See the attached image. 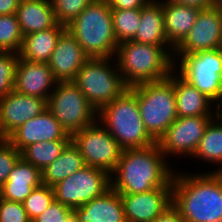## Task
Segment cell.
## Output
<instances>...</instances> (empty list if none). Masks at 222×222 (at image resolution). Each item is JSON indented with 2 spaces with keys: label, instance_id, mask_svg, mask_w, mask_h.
<instances>
[{
  "label": "cell",
  "instance_id": "cell-32",
  "mask_svg": "<svg viewBox=\"0 0 222 222\" xmlns=\"http://www.w3.org/2000/svg\"><path fill=\"white\" fill-rule=\"evenodd\" d=\"M94 0H50L58 24L69 25Z\"/></svg>",
  "mask_w": 222,
  "mask_h": 222
},
{
  "label": "cell",
  "instance_id": "cell-35",
  "mask_svg": "<svg viewBox=\"0 0 222 222\" xmlns=\"http://www.w3.org/2000/svg\"><path fill=\"white\" fill-rule=\"evenodd\" d=\"M20 158L21 152L15 146L7 139H0V187Z\"/></svg>",
  "mask_w": 222,
  "mask_h": 222
},
{
  "label": "cell",
  "instance_id": "cell-16",
  "mask_svg": "<svg viewBox=\"0 0 222 222\" xmlns=\"http://www.w3.org/2000/svg\"><path fill=\"white\" fill-rule=\"evenodd\" d=\"M56 84L57 80L48 63L27 61L19 57L15 70V91L48 101Z\"/></svg>",
  "mask_w": 222,
  "mask_h": 222
},
{
  "label": "cell",
  "instance_id": "cell-28",
  "mask_svg": "<svg viewBox=\"0 0 222 222\" xmlns=\"http://www.w3.org/2000/svg\"><path fill=\"white\" fill-rule=\"evenodd\" d=\"M70 141L71 139H57L34 143L21 152V157L42 171L58 158Z\"/></svg>",
  "mask_w": 222,
  "mask_h": 222
},
{
  "label": "cell",
  "instance_id": "cell-4",
  "mask_svg": "<svg viewBox=\"0 0 222 222\" xmlns=\"http://www.w3.org/2000/svg\"><path fill=\"white\" fill-rule=\"evenodd\" d=\"M89 58L115 57L119 45L107 0H94L66 26Z\"/></svg>",
  "mask_w": 222,
  "mask_h": 222
},
{
  "label": "cell",
  "instance_id": "cell-36",
  "mask_svg": "<svg viewBox=\"0 0 222 222\" xmlns=\"http://www.w3.org/2000/svg\"><path fill=\"white\" fill-rule=\"evenodd\" d=\"M0 222H32L23 203L3 199L0 205Z\"/></svg>",
  "mask_w": 222,
  "mask_h": 222
},
{
  "label": "cell",
  "instance_id": "cell-6",
  "mask_svg": "<svg viewBox=\"0 0 222 222\" xmlns=\"http://www.w3.org/2000/svg\"><path fill=\"white\" fill-rule=\"evenodd\" d=\"M73 82L97 112L129 88L114 57L89 58Z\"/></svg>",
  "mask_w": 222,
  "mask_h": 222
},
{
  "label": "cell",
  "instance_id": "cell-42",
  "mask_svg": "<svg viewBox=\"0 0 222 222\" xmlns=\"http://www.w3.org/2000/svg\"><path fill=\"white\" fill-rule=\"evenodd\" d=\"M2 200H3V195H2V190H1V187H0V205H1Z\"/></svg>",
  "mask_w": 222,
  "mask_h": 222
},
{
  "label": "cell",
  "instance_id": "cell-8",
  "mask_svg": "<svg viewBox=\"0 0 222 222\" xmlns=\"http://www.w3.org/2000/svg\"><path fill=\"white\" fill-rule=\"evenodd\" d=\"M47 109L69 135L98 120V112L73 81H57Z\"/></svg>",
  "mask_w": 222,
  "mask_h": 222
},
{
  "label": "cell",
  "instance_id": "cell-14",
  "mask_svg": "<svg viewBox=\"0 0 222 222\" xmlns=\"http://www.w3.org/2000/svg\"><path fill=\"white\" fill-rule=\"evenodd\" d=\"M47 109L43 98L18 93L13 90L0 97V139H7L26 121Z\"/></svg>",
  "mask_w": 222,
  "mask_h": 222
},
{
  "label": "cell",
  "instance_id": "cell-37",
  "mask_svg": "<svg viewBox=\"0 0 222 222\" xmlns=\"http://www.w3.org/2000/svg\"><path fill=\"white\" fill-rule=\"evenodd\" d=\"M152 0H107L111 9H136L143 8Z\"/></svg>",
  "mask_w": 222,
  "mask_h": 222
},
{
  "label": "cell",
  "instance_id": "cell-3",
  "mask_svg": "<svg viewBox=\"0 0 222 222\" xmlns=\"http://www.w3.org/2000/svg\"><path fill=\"white\" fill-rule=\"evenodd\" d=\"M173 47L141 44L132 40L119 43L115 60L128 87L168 78L175 69Z\"/></svg>",
  "mask_w": 222,
  "mask_h": 222
},
{
  "label": "cell",
  "instance_id": "cell-41",
  "mask_svg": "<svg viewBox=\"0 0 222 222\" xmlns=\"http://www.w3.org/2000/svg\"><path fill=\"white\" fill-rule=\"evenodd\" d=\"M214 7L218 10L219 14L222 16V0H215Z\"/></svg>",
  "mask_w": 222,
  "mask_h": 222
},
{
  "label": "cell",
  "instance_id": "cell-7",
  "mask_svg": "<svg viewBox=\"0 0 222 222\" xmlns=\"http://www.w3.org/2000/svg\"><path fill=\"white\" fill-rule=\"evenodd\" d=\"M144 127L157 141L178 117L173 83L168 79L132 86Z\"/></svg>",
  "mask_w": 222,
  "mask_h": 222
},
{
  "label": "cell",
  "instance_id": "cell-13",
  "mask_svg": "<svg viewBox=\"0 0 222 222\" xmlns=\"http://www.w3.org/2000/svg\"><path fill=\"white\" fill-rule=\"evenodd\" d=\"M221 44L222 16L215 7L200 10L193 27L174 49V63L187 54L220 49Z\"/></svg>",
  "mask_w": 222,
  "mask_h": 222
},
{
  "label": "cell",
  "instance_id": "cell-29",
  "mask_svg": "<svg viewBox=\"0 0 222 222\" xmlns=\"http://www.w3.org/2000/svg\"><path fill=\"white\" fill-rule=\"evenodd\" d=\"M141 8L112 9L113 29L119 43L132 40L140 26Z\"/></svg>",
  "mask_w": 222,
  "mask_h": 222
},
{
  "label": "cell",
  "instance_id": "cell-39",
  "mask_svg": "<svg viewBox=\"0 0 222 222\" xmlns=\"http://www.w3.org/2000/svg\"><path fill=\"white\" fill-rule=\"evenodd\" d=\"M176 4L196 7L200 10L214 7L215 0H170Z\"/></svg>",
  "mask_w": 222,
  "mask_h": 222
},
{
  "label": "cell",
  "instance_id": "cell-25",
  "mask_svg": "<svg viewBox=\"0 0 222 222\" xmlns=\"http://www.w3.org/2000/svg\"><path fill=\"white\" fill-rule=\"evenodd\" d=\"M65 30L66 26L57 23L52 28L24 36L19 57L27 61L48 63L57 40Z\"/></svg>",
  "mask_w": 222,
  "mask_h": 222
},
{
  "label": "cell",
  "instance_id": "cell-27",
  "mask_svg": "<svg viewBox=\"0 0 222 222\" xmlns=\"http://www.w3.org/2000/svg\"><path fill=\"white\" fill-rule=\"evenodd\" d=\"M193 158L215 164L211 172H222V110L207 125Z\"/></svg>",
  "mask_w": 222,
  "mask_h": 222
},
{
  "label": "cell",
  "instance_id": "cell-34",
  "mask_svg": "<svg viewBox=\"0 0 222 222\" xmlns=\"http://www.w3.org/2000/svg\"><path fill=\"white\" fill-rule=\"evenodd\" d=\"M32 222H79L76 212L57 201H53L47 209Z\"/></svg>",
  "mask_w": 222,
  "mask_h": 222
},
{
  "label": "cell",
  "instance_id": "cell-38",
  "mask_svg": "<svg viewBox=\"0 0 222 222\" xmlns=\"http://www.w3.org/2000/svg\"><path fill=\"white\" fill-rule=\"evenodd\" d=\"M153 222H185V220L181 217L177 209L171 205Z\"/></svg>",
  "mask_w": 222,
  "mask_h": 222
},
{
  "label": "cell",
  "instance_id": "cell-20",
  "mask_svg": "<svg viewBox=\"0 0 222 222\" xmlns=\"http://www.w3.org/2000/svg\"><path fill=\"white\" fill-rule=\"evenodd\" d=\"M73 210L79 222H127L120 193L112 188Z\"/></svg>",
  "mask_w": 222,
  "mask_h": 222
},
{
  "label": "cell",
  "instance_id": "cell-11",
  "mask_svg": "<svg viewBox=\"0 0 222 222\" xmlns=\"http://www.w3.org/2000/svg\"><path fill=\"white\" fill-rule=\"evenodd\" d=\"M52 188L55 201L73 209L102 196L109 190L110 174L103 169L86 165Z\"/></svg>",
  "mask_w": 222,
  "mask_h": 222
},
{
  "label": "cell",
  "instance_id": "cell-21",
  "mask_svg": "<svg viewBox=\"0 0 222 222\" xmlns=\"http://www.w3.org/2000/svg\"><path fill=\"white\" fill-rule=\"evenodd\" d=\"M41 184V171L21 157L1 186L3 199L23 203L32 190Z\"/></svg>",
  "mask_w": 222,
  "mask_h": 222
},
{
  "label": "cell",
  "instance_id": "cell-9",
  "mask_svg": "<svg viewBox=\"0 0 222 222\" xmlns=\"http://www.w3.org/2000/svg\"><path fill=\"white\" fill-rule=\"evenodd\" d=\"M175 69L222 110V53L220 49L183 56Z\"/></svg>",
  "mask_w": 222,
  "mask_h": 222
},
{
  "label": "cell",
  "instance_id": "cell-33",
  "mask_svg": "<svg viewBox=\"0 0 222 222\" xmlns=\"http://www.w3.org/2000/svg\"><path fill=\"white\" fill-rule=\"evenodd\" d=\"M18 53L0 52V97L14 90Z\"/></svg>",
  "mask_w": 222,
  "mask_h": 222
},
{
  "label": "cell",
  "instance_id": "cell-30",
  "mask_svg": "<svg viewBox=\"0 0 222 222\" xmlns=\"http://www.w3.org/2000/svg\"><path fill=\"white\" fill-rule=\"evenodd\" d=\"M23 37L16 14L0 15V52L19 53Z\"/></svg>",
  "mask_w": 222,
  "mask_h": 222
},
{
  "label": "cell",
  "instance_id": "cell-24",
  "mask_svg": "<svg viewBox=\"0 0 222 222\" xmlns=\"http://www.w3.org/2000/svg\"><path fill=\"white\" fill-rule=\"evenodd\" d=\"M132 41L161 47H172L164 30V15L162 2L152 0L141 8L140 26Z\"/></svg>",
  "mask_w": 222,
  "mask_h": 222
},
{
  "label": "cell",
  "instance_id": "cell-22",
  "mask_svg": "<svg viewBox=\"0 0 222 222\" xmlns=\"http://www.w3.org/2000/svg\"><path fill=\"white\" fill-rule=\"evenodd\" d=\"M164 30L169 44L175 49L193 27L200 9L161 0Z\"/></svg>",
  "mask_w": 222,
  "mask_h": 222
},
{
  "label": "cell",
  "instance_id": "cell-15",
  "mask_svg": "<svg viewBox=\"0 0 222 222\" xmlns=\"http://www.w3.org/2000/svg\"><path fill=\"white\" fill-rule=\"evenodd\" d=\"M127 222H153L172 205V188L120 194Z\"/></svg>",
  "mask_w": 222,
  "mask_h": 222
},
{
  "label": "cell",
  "instance_id": "cell-19",
  "mask_svg": "<svg viewBox=\"0 0 222 222\" xmlns=\"http://www.w3.org/2000/svg\"><path fill=\"white\" fill-rule=\"evenodd\" d=\"M168 79L173 83L178 117L216 116L221 111L211 99L176 72V69Z\"/></svg>",
  "mask_w": 222,
  "mask_h": 222
},
{
  "label": "cell",
  "instance_id": "cell-26",
  "mask_svg": "<svg viewBox=\"0 0 222 222\" xmlns=\"http://www.w3.org/2000/svg\"><path fill=\"white\" fill-rule=\"evenodd\" d=\"M85 166L82 154L70 141L58 158L41 171L42 184L53 187Z\"/></svg>",
  "mask_w": 222,
  "mask_h": 222
},
{
  "label": "cell",
  "instance_id": "cell-1",
  "mask_svg": "<svg viewBox=\"0 0 222 222\" xmlns=\"http://www.w3.org/2000/svg\"><path fill=\"white\" fill-rule=\"evenodd\" d=\"M171 167L156 143L145 148L125 149L110 174L111 188L120 194L172 188L175 169Z\"/></svg>",
  "mask_w": 222,
  "mask_h": 222
},
{
  "label": "cell",
  "instance_id": "cell-31",
  "mask_svg": "<svg viewBox=\"0 0 222 222\" xmlns=\"http://www.w3.org/2000/svg\"><path fill=\"white\" fill-rule=\"evenodd\" d=\"M55 200L53 188L44 184L34 188L24 200L23 206L31 221L41 215Z\"/></svg>",
  "mask_w": 222,
  "mask_h": 222
},
{
  "label": "cell",
  "instance_id": "cell-12",
  "mask_svg": "<svg viewBox=\"0 0 222 222\" xmlns=\"http://www.w3.org/2000/svg\"><path fill=\"white\" fill-rule=\"evenodd\" d=\"M215 116L177 117L169 128L156 141L161 152L169 156L192 158L205 129ZM175 155V156H174ZM191 156V157H190Z\"/></svg>",
  "mask_w": 222,
  "mask_h": 222
},
{
  "label": "cell",
  "instance_id": "cell-5",
  "mask_svg": "<svg viewBox=\"0 0 222 222\" xmlns=\"http://www.w3.org/2000/svg\"><path fill=\"white\" fill-rule=\"evenodd\" d=\"M98 121L123 150L145 148L156 143L144 127L133 87L106 104L98 112Z\"/></svg>",
  "mask_w": 222,
  "mask_h": 222
},
{
  "label": "cell",
  "instance_id": "cell-2",
  "mask_svg": "<svg viewBox=\"0 0 222 222\" xmlns=\"http://www.w3.org/2000/svg\"><path fill=\"white\" fill-rule=\"evenodd\" d=\"M175 171L172 205L185 222H222V172Z\"/></svg>",
  "mask_w": 222,
  "mask_h": 222
},
{
  "label": "cell",
  "instance_id": "cell-18",
  "mask_svg": "<svg viewBox=\"0 0 222 222\" xmlns=\"http://www.w3.org/2000/svg\"><path fill=\"white\" fill-rule=\"evenodd\" d=\"M88 59L76 38L65 30L57 40L48 65L57 81H73Z\"/></svg>",
  "mask_w": 222,
  "mask_h": 222
},
{
  "label": "cell",
  "instance_id": "cell-23",
  "mask_svg": "<svg viewBox=\"0 0 222 222\" xmlns=\"http://www.w3.org/2000/svg\"><path fill=\"white\" fill-rule=\"evenodd\" d=\"M16 17L23 36L52 28L57 24L50 0L20 1Z\"/></svg>",
  "mask_w": 222,
  "mask_h": 222
},
{
  "label": "cell",
  "instance_id": "cell-17",
  "mask_svg": "<svg viewBox=\"0 0 222 222\" xmlns=\"http://www.w3.org/2000/svg\"><path fill=\"white\" fill-rule=\"evenodd\" d=\"M57 139H71V135L48 109L26 121L7 138L20 152L28 145Z\"/></svg>",
  "mask_w": 222,
  "mask_h": 222
},
{
  "label": "cell",
  "instance_id": "cell-40",
  "mask_svg": "<svg viewBox=\"0 0 222 222\" xmlns=\"http://www.w3.org/2000/svg\"><path fill=\"white\" fill-rule=\"evenodd\" d=\"M19 0H0V15L16 14Z\"/></svg>",
  "mask_w": 222,
  "mask_h": 222
},
{
  "label": "cell",
  "instance_id": "cell-10",
  "mask_svg": "<svg viewBox=\"0 0 222 222\" xmlns=\"http://www.w3.org/2000/svg\"><path fill=\"white\" fill-rule=\"evenodd\" d=\"M71 141L86 165L103 169L109 174L116 169L123 149L98 120L72 134Z\"/></svg>",
  "mask_w": 222,
  "mask_h": 222
}]
</instances>
